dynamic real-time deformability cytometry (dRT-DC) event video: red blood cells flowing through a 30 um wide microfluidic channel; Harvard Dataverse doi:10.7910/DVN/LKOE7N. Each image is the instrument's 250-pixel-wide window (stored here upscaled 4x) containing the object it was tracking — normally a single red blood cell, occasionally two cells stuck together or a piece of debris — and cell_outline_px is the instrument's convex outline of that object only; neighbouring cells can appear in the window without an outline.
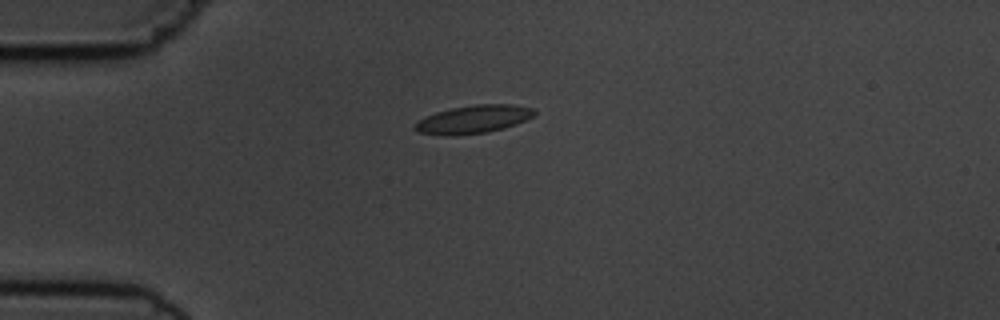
{"species": "common noctule bat (a hibernating species)", "species_latin": "Nyctalus noctula", "temperature_condition": "cold", "stored_images_in_passage": 7, "camera_frame_rate_fps": 3000, "um_per_image_px": 0.085, "animal": {"sex": "male", "body_mass_g": 19.5, "forearm_length_mm": 54.6}, "frame": {"image": 1, "passage_image": 1, "time_ms": 0.0, "image_size_px": [1000, 320], "cell_outline_px": [[536, 112], [532, 116], [516, 124], [504, 128], [488, 132], [452, 136], [444, 136], [416, 132], [412, 128], [424, 116], [436, 112], [452, 108], [476, 104], [512, 104], [536, 108]], "centroid_in_image_um": [40.22, 10.14], "position_along_channel_um": 44.8, "area_um2": 19.71}}
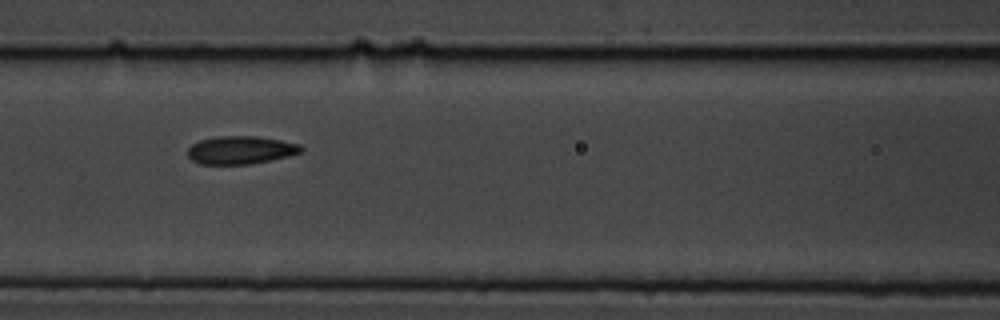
{"frame": {"image": 2, "passage_image": 4, "time_ms": 3.333, "image_size_px": [1000, 320], "cell_outline_px": [[304, 148], [300, 152], [288, 156], [248, 164], [200, 164], [192, 160], [188, 156], [188, 148], [192, 144], [200, 140], [216, 136], [260, 136], [300, 144]], "centroid_in_image_um": [20.44, 12.74], "position_along_channel_um": 146.2, "area_um2": 18.44}}
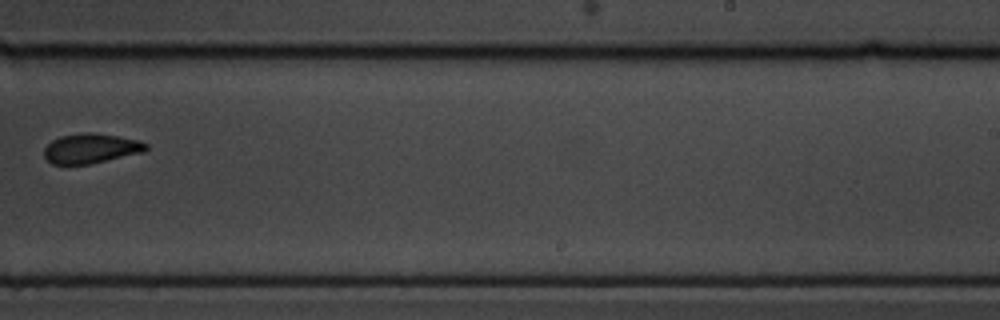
{"frame": {"image": 3, "passage_image": 7, "time_ms": 7.0, "image_size_px": [1000, 320], "cell_outline_px": [[148, 148], [144, 152], [88, 164], [52, 164], [44, 156], [44, 148], [52, 140], [60, 136], [80, 132], [96, 132], [140, 140], [148, 144]], "centroid_in_image_um": [7.73, 12.59], "position_along_channel_um": 281.3, "area_um2": 17.8}}